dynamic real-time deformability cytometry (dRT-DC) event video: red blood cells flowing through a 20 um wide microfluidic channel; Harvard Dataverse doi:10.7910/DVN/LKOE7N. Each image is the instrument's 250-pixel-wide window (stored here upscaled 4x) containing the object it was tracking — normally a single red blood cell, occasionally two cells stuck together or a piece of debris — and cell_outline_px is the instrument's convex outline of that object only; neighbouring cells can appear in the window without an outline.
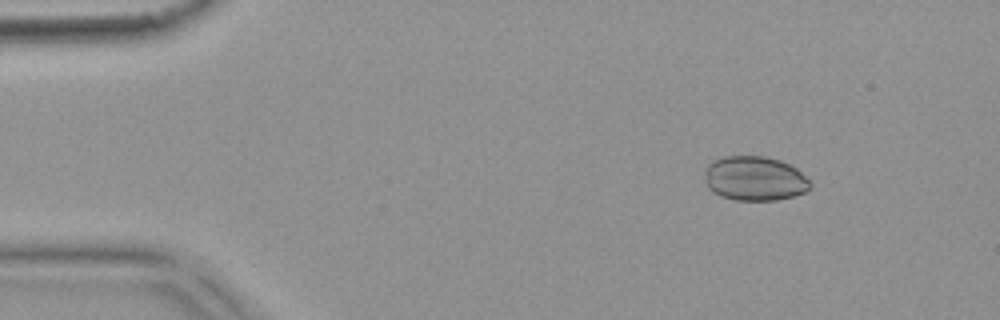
{"species": "common noctule bat (a hibernating species)", "species_latin": "Nyctalus noctula", "temperature_condition": "warm", "stored_images_in_passage": 5, "camera_frame_rate_fps": 3000, "um_per_image_px": 0.085, "animal": {"sex": "female", "body_mass_g": 18.4}, "frame": {"image": 1, "passage_image": 1, "time_ms": 0.0, "image_size_px": [1000, 320], "cell_outline_px": [[812, 184], [804, 192], [792, 196], [776, 200], [736, 200], [720, 196], [712, 192], [708, 188], [704, 176], [704, 168], [712, 160], [724, 156], [764, 156], [780, 160], [796, 168]], "centroid_in_image_um": [64.09, 15.16], "position_along_channel_um": 20.9, "area_um2": 27.4}}
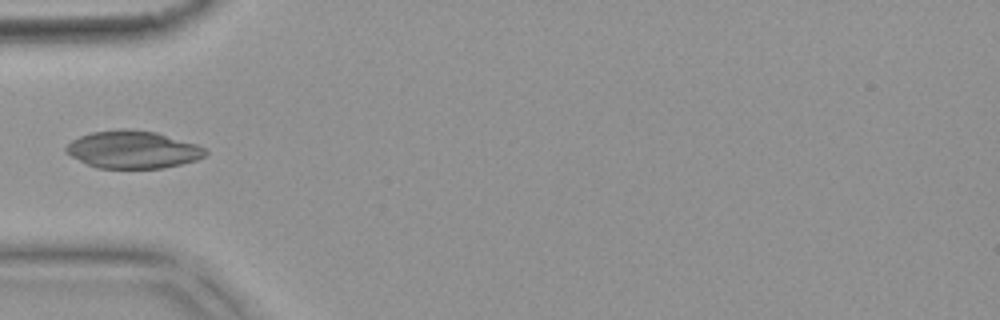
{"frame": {"image": 2, "passage_image": 4, "time_ms": 1.0, "image_size_px": [1000, 320], "cell_outline_px": [[208, 152], [204, 156], [196, 160], [164, 168], [96, 168], [64, 152], [64, 148], [72, 140], [80, 136], [92, 132], [120, 128], [128, 128], [156, 132], [196, 144], [204, 148]], "centroid_in_image_um": [11.28, 12.71], "position_along_channel_um": 73.7, "area_um2": 30.46}}
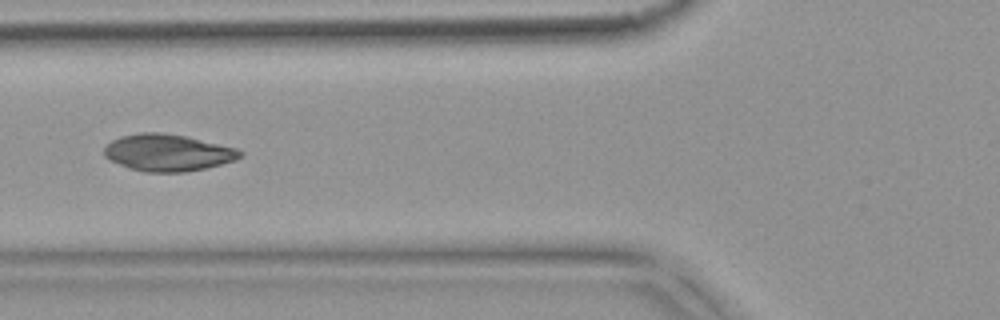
{"frame": {"image": 3, "passage_image": 5, "time_ms": 1.333, "image_size_px": [1000, 320], "cell_outline_px": [[244, 156], [236, 160], [204, 168], [184, 172], [144, 172], [128, 168], [108, 160], [104, 156], [104, 148], [112, 140], [120, 136], [140, 132], [160, 132], [188, 136], [236, 148], [244, 152]], "centroid_in_image_um": [14.25, 12.97], "position_along_channel_um": 111.5, "area_um2": 29.48}}